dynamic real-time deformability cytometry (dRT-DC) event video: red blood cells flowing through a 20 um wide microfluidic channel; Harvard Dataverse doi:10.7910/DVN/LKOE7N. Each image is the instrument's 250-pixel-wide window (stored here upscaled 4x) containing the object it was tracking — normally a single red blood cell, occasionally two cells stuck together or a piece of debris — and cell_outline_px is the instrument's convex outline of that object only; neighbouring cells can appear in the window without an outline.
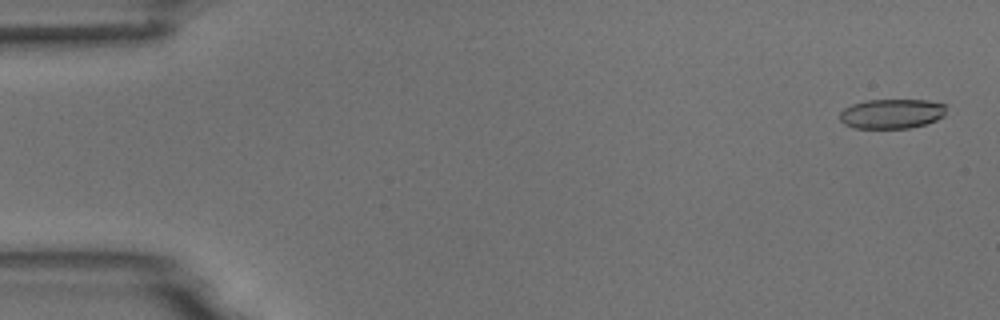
{"species": "common noctule bat (a hibernating species)", "species_latin": "Nyctalus noctula", "temperature_condition": "room temperature", "stored_images_in_passage": 4, "camera_frame_rate_fps": 3000, "um_per_image_px": 0.085, "animal": {"sex": "male", "body_mass_g": 18.8}, "frame": {"image": 1, "passage_image": 1, "time_ms": 0.0, "image_size_px": [1000, 320], "cell_outline_px": [[948, 104], [944, 116], [936, 120], [924, 124], [908, 128], [856, 128], [844, 124], [840, 120], [840, 112], [844, 108], [852, 104], [864, 100], [928, 100]], "centroid_in_image_um": [75.82, 9.65], "position_along_channel_um": 9.2, "area_um2": 18.55}}
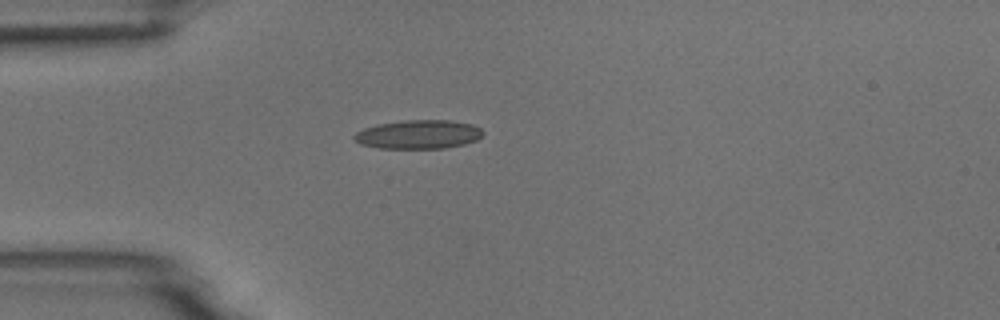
{"frame": {"image": 2, "passage_image": 4, "time_ms": 4.333, "image_size_px": [1000, 320], "cell_outline_px": [[484, 132], [476, 140], [464, 144], [444, 148], [376, 148], [360, 144], [352, 136], [356, 132], [364, 128], [376, 124], [408, 120], [448, 120], [472, 124], [480, 128]], "centroid_in_image_um": [35.54, 11.42], "position_along_channel_um": 49.5, "area_um2": 21.56}}